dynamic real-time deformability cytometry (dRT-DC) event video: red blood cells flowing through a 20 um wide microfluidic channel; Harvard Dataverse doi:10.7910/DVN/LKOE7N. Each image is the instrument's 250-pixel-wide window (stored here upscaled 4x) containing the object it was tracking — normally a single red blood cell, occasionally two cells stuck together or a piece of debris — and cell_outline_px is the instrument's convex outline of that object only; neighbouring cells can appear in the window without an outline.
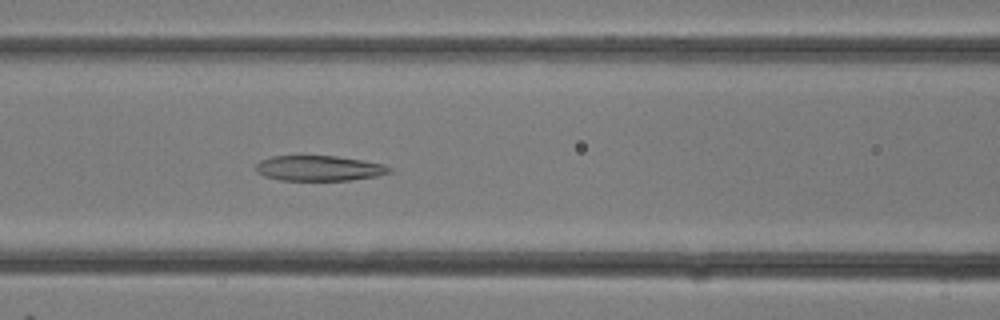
{"species": "common noctule bat (a hibernating species)", "species_latin": "Nyctalus noctula", "temperature_condition": "room temperature", "stored_images_in_passage": 12, "camera_frame_rate_fps": 3000, "um_per_image_px": 0.085, "animal": {"sex": "female"}, "frame": {"image": 1, "passage_image": 12, "time_ms": 3.667, "image_size_px": [1000, 320], "cell_outline_px": [[392, 172], [376, 176], [348, 180], [280, 180], [264, 176], [256, 172], [256, 164], [260, 160], [272, 156], [336, 156], [364, 160], [384, 164], [392, 168]], "centroid_in_image_um": [27.12, 14.29], "position_along_channel_um": 139.5, "area_um2": 19.71}}